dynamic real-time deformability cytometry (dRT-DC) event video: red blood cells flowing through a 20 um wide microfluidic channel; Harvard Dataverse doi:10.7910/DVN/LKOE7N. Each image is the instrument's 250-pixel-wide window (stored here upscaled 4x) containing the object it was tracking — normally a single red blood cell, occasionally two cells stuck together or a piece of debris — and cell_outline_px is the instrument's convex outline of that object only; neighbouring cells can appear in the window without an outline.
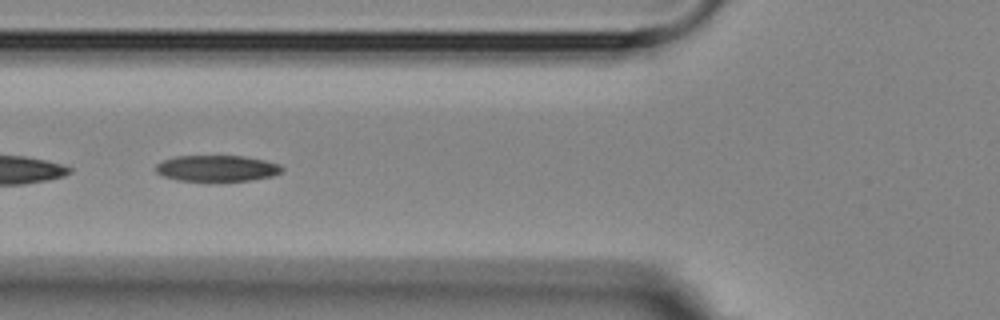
{"species": "Egyptian fruit bat (a non-hibernating species)", "species_latin": "Rousettus aegyptiacus", "temperature_condition": "room temperature", "stored_images_in_passage": 10, "segment_of_instrument_passage": [2, 2], "camera_frame_rate_fps": 3000, "um_per_image_px": 0.085, "animal": {"sex": "female"}, "frame": {"image": 1, "passage_image": 6, "time_ms": 7.0, "image_size_px": [1000, 320], "cell_outline_px": [[284, 168], [280, 172], [272, 176], [252, 180], [180, 180], [164, 176], [156, 172], [156, 164], [164, 160], [176, 156], [244, 156], [264, 160], [280, 164]], "centroid_in_image_um": [18.46, 14.29], "position_along_channel_um": 107.3, "area_um2": 18.9}}
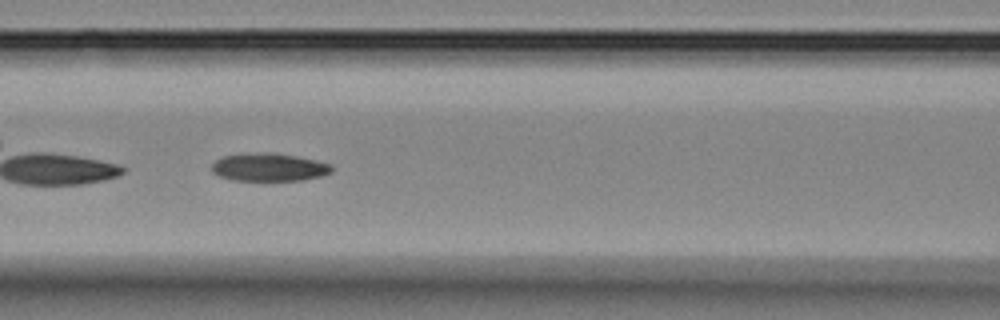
{"frame": {"image": 2, "passage_image": 7, "time_ms": 8.0, "image_size_px": [1000, 320], "cell_outline_px": [[332, 172], [320, 176], [300, 180], [232, 180], [220, 176], [212, 172], [212, 164], [216, 160], [224, 156], [264, 152], [272, 152], [296, 156], [316, 160], [332, 164]], "centroid_in_image_um": [22.88, 14.21], "position_along_channel_um": 143.7, "area_um2": 19.36}}
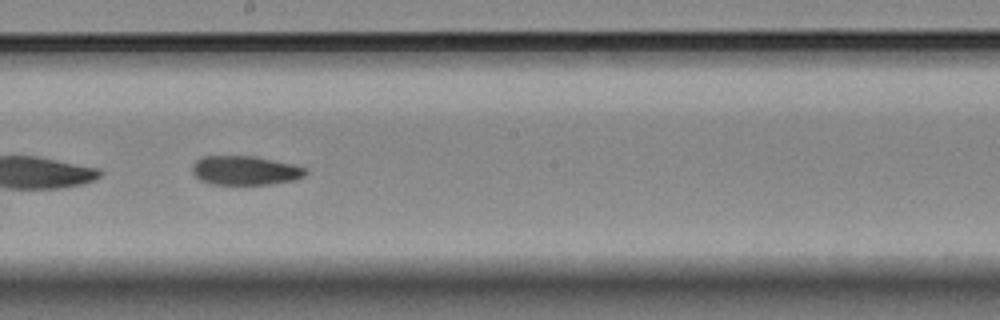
{"frame": {"image": 3, "passage_image": 9, "time_ms": 10.333, "image_size_px": [1000, 320], "cell_outline_px": [[308, 172], [304, 176], [296, 180], [272, 184], [208, 184], [200, 180], [192, 172], [192, 164], [196, 160], [204, 156], [256, 156], [292, 164], [304, 168]], "centroid_in_image_um": [20.83, 14.49], "position_along_channel_um": 227.4, "area_um2": 19.31}}